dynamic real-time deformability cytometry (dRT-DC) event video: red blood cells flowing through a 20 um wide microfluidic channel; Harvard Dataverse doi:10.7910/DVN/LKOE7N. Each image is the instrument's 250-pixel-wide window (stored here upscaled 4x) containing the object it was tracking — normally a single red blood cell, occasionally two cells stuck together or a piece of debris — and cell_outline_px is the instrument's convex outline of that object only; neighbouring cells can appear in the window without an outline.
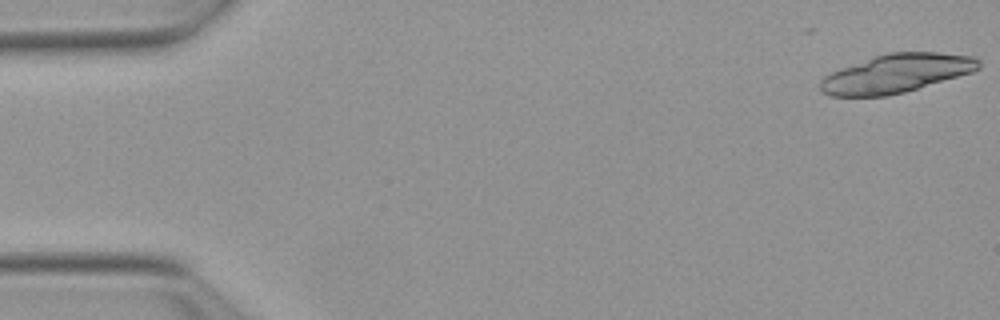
{"species": "Egyptian fruit bat (a non-hibernating species)", "species_latin": "Rousettus aegyptiacus", "temperature_condition": "warm", "stored_images_in_passage": 2, "camera_frame_rate_fps": 3000, "um_per_image_px": 0.085, "animal": {"sex": "female"}, "frame": {"image": 1, "passage_image": 2, "time_ms": 0.333, "image_size_px": [1000, 320], "cell_outline_px": [[980, 68], [972, 72], [904, 92], [884, 96], [832, 96], [820, 92], [820, 80], [824, 76], [840, 68], [888, 52], [936, 52], [976, 56], [980, 60]], "centroid_in_image_um": [76.19, 6.24], "position_along_channel_um": 8.8, "area_um2": 35.43}}